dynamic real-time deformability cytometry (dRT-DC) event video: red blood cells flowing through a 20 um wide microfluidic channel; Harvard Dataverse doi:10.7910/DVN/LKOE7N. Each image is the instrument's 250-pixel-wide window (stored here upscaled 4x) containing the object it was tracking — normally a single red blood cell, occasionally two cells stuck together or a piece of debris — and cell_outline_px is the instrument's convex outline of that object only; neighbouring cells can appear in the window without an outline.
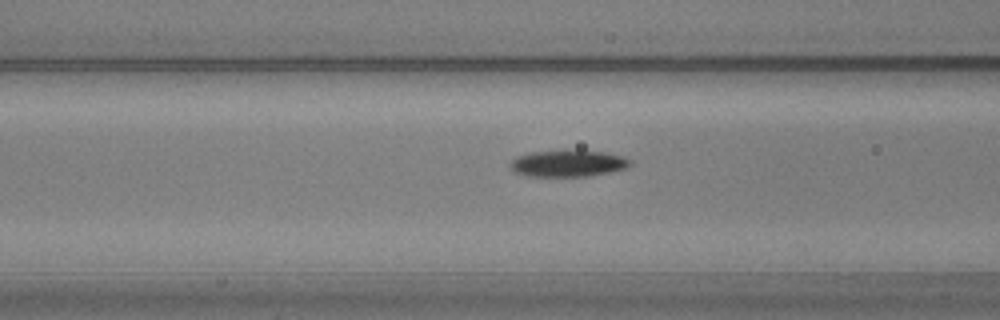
{"species": "common noctule bat (a hibernating species)", "species_latin": "Nyctalus noctula", "temperature_condition": "warm", "stored_images_in_passage": 40, "camera_frame_rate_fps": 3000, "um_per_image_px": 0.085, "animal": {"sex": "male", "body_mass_g": 20.5, "forearm_length_mm": 52.5}, "frame": {"image": 1, "passage_image": 14, "time_ms": 4.333, "image_size_px": [1000, 320], "cell_outline_px": [[632, 164], [624, 168], [608, 172], [588, 176], [528, 176], [516, 172], [508, 164], [516, 156], [532, 152], [604, 152], [624, 156], [632, 160]], "centroid_in_image_um": [48.28, 13.91], "position_along_channel_um": 118.3, "area_um2": 17.98}}
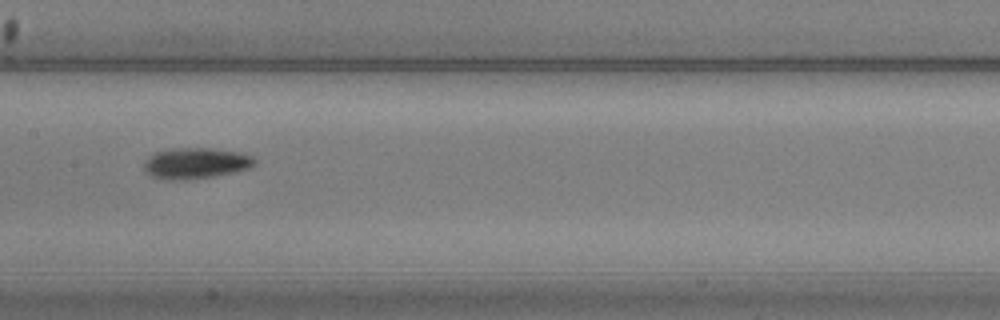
{"frame": {"image": 2, "passage_image": 20, "time_ms": 6.333, "image_size_px": [1000, 320], "cell_outline_px": [[256, 164], [248, 168], [236, 172], [212, 176], [184, 180], [168, 180], [152, 176], [144, 172], [144, 160], [148, 156], [156, 152], [172, 148], [212, 148], [244, 152], [252, 156], [256, 160]], "centroid_in_image_um": [16.64, 13.86], "position_along_channel_um": 190.8, "area_um2": 20.23}}
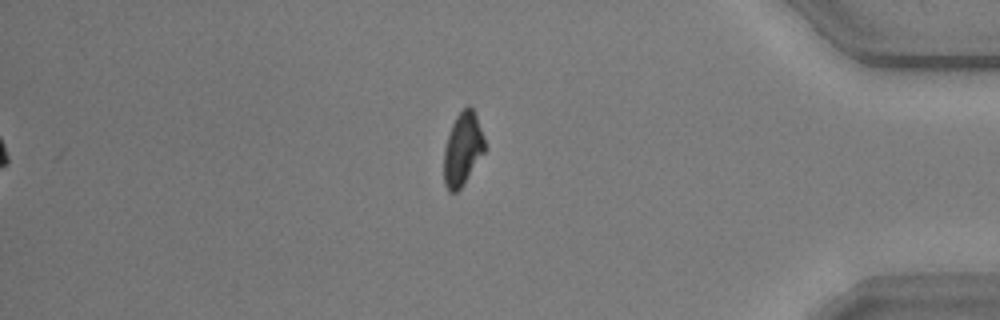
{"frame": {"image": 3, "passage_image": 40, "time_ms": 13.0, "image_size_px": [1000, 320], "cell_outline_px": [[484, 152], [464, 184], [456, 192], [448, 192], [444, 184], [444, 148], [452, 124], [456, 116], [468, 104], [472, 108], [476, 116], [484, 136]], "centroid_in_image_um": [39.31, 12.68], "position_along_channel_um": 395.9, "area_um2": 17.22}, "authors_computed_cell_mechanics": {"area_um2": 18.496, "velocity_mm_per_s": 3.6018, "shape_relaxation_time_tau1_ms": 2.5145, "shape_relaxation_time_tau2_ms": 8.5955, "deformation_change_tau1": 0.1204, "deformation_change_tau2": 0.15}}